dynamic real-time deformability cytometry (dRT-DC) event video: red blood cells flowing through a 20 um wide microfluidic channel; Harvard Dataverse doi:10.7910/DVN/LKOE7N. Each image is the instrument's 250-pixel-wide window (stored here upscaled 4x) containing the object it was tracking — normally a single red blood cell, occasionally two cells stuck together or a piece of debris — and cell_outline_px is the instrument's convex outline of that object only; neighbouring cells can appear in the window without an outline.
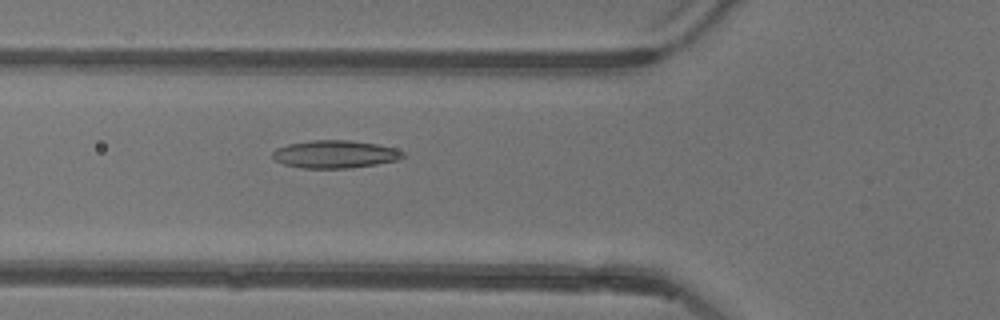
{"species": "common noctule bat (a hibernating species)", "species_latin": "Nyctalus noctula", "temperature_condition": "warm", "stored_images_in_passage": 53, "camera_frame_rate_fps": 3000, "um_per_image_px": 0.085, "animal": {"sex": "female"}, "frame": {"image": 1, "passage_image": 19, "time_ms": 6.0, "image_size_px": [1000, 320], "cell_outline_px": [[404, 156], [400, 160], [352, 168], [300, 168], [284, 164], [276, 160], [272, 156], [272, 152], [276, 148], [288, 144], [312, 140], [352, 140], [376, 144], [396, 148], [404, 152]], "centroid_in_image_um": [28.49, 13.11], "position_along_channel_um": 97.3, "area_um2": 21.21}}
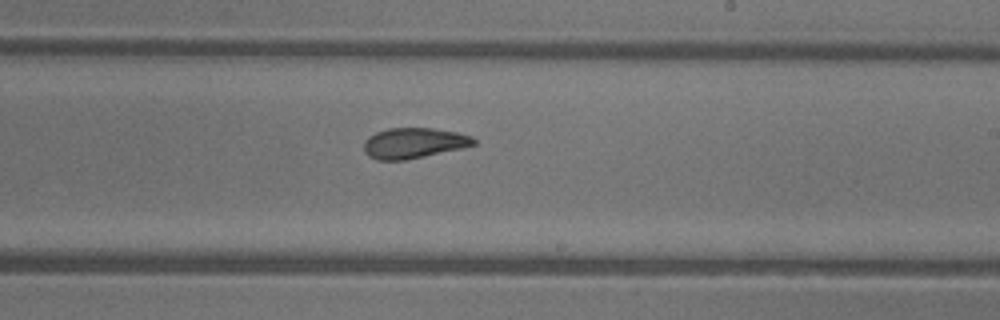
{"frame": {"image": 2, "passage_image": 31, "time_ms": 10.0, "image_size_px": [1000, 320], "cell_outline_px": [[476, 144], [460, 148], [424, 156], [404, 160], [376, 160], [368, 156], [364, 152], [364, 140], [368, 136], [376, 132], [388, 128], [432, 128], [456, 132], [472, 136], [476, 140]], "centroid_in_image_um": [35.13, 12.15], "position_along_channel_um": 253.9, "area_um2": 19.48}}
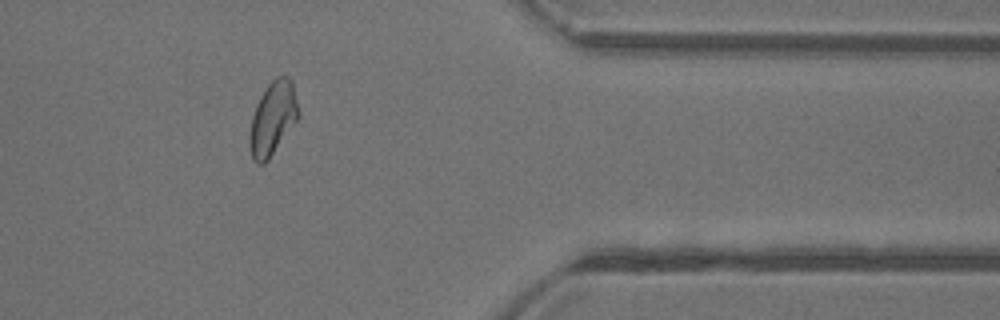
{"frame": {"image": 3, "passage_image": 43, "time_ms": 14.0, "image_size_px": [1000, 320], "cell_outline_px": [[300, 116], [268, 160], [264, 164], [256, 164], [252, 160], [248, 144], [248, 136], [252, 116], [256, 104], [260, 96], [268, 84], [276, 76], [288, 76], [292, 80], [300, 112]], "centroid_in_image_um": [23.17, 10.07], "position_along_channel_um": 388.2, "area_um2": 21.21}, "authors_computed_cell_mechanics": {"area_um2": 20.9814, "velocity_mm_per_s": 3.9039, "shape_relaxation_time_tau1_ms": 9.0484, "shape_relaxation_time_tau2_ms": 2.2324, "deformation_change_tau1": 0.2025, "deformation_change_tau2": 0.0925}}